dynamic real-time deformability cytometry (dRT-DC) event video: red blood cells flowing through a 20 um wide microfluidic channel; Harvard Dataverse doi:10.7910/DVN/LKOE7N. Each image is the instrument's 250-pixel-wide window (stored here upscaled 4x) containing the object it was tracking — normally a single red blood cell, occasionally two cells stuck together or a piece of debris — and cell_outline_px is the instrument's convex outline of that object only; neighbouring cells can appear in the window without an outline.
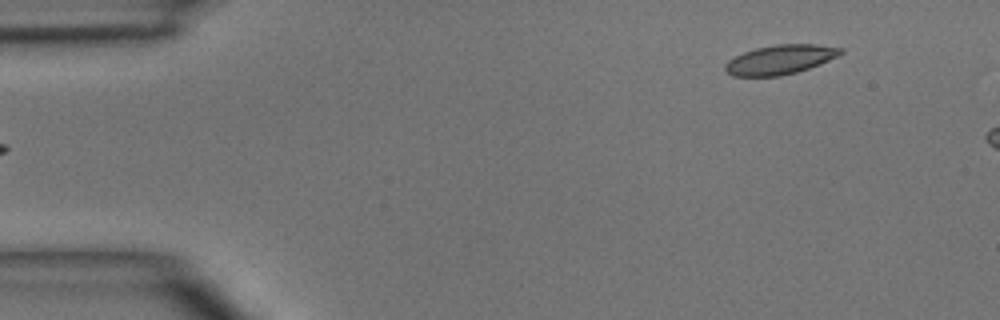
{"species": "common noctule bat (a hibernating species)", "species_latin": "Nyctalus noctula", "temperature_condition": "room temperature", "stored_images_in_passage": 5, "segment_of_instrument_passage": [2, 2], "camera_frame_rate_fps": 3000, "um_per_image_px": 0.085, "animal": {"sex": "male", "body_mass_g": 15.6}, "frame": {"image": 1, "passage_image": 5, "time_ms": 5.333, "image_size_px": [1000, 320], "cell_outline_px": [[844, 52], [820, 64], [796, 72], [780, 76], [732, 76], [724, 68], [724, 64], [728, 60], [744, 52], [756, 48], [776, 44], [816, 44], [844, 48]], "centroid_in_image_um": [66.31, 5.06], "position_along_channel_um": 18.7, "area_um2": 19.65}}